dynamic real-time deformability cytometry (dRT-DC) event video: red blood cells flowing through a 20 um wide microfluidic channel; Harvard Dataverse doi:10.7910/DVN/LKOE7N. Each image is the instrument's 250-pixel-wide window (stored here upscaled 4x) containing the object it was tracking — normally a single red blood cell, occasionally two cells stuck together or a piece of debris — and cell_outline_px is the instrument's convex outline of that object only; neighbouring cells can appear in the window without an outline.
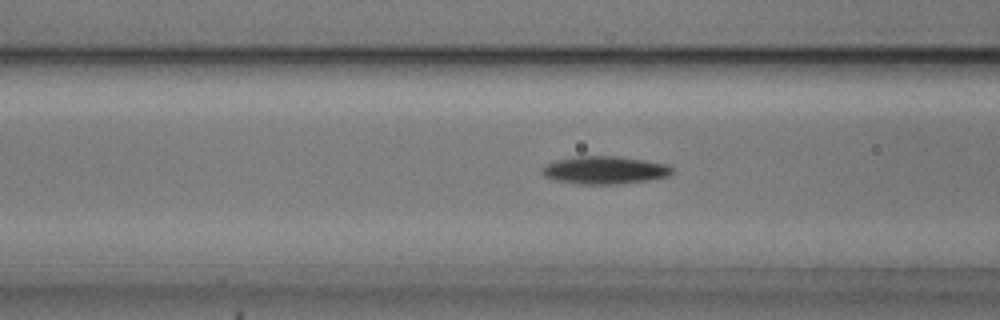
{"species": "common noctule bat (a hibernating species)", "species_latin": "Nyctalus noctula", "temperature_condition": "cold", "stored_images_in_passage": 51, "camera_frame_rate_fps": 3000, "um_per_image_px": 0.085, "animal": {"sex": "male", "body_mass_g": 20.5, "forearm_length_mm": 52.5}, "frame": {"image": 1, "passage_image": 21, "time_ms": 6.667, "image_size_px": [1000, 320], "cell_outline_px": [[672, 172], [668, 176], [648, 180], [616, 184], [576, 184], [552, 180], [544, 176], [540, 172], [540, 168], [556, 160], [576, 156], [616, 156], [644, 160], [664, 164], [672, 168]], "centroid_in_image_um": [51.32, 14.46], "position_along_channel_um": 115.3, "area_um2": 21.04}}
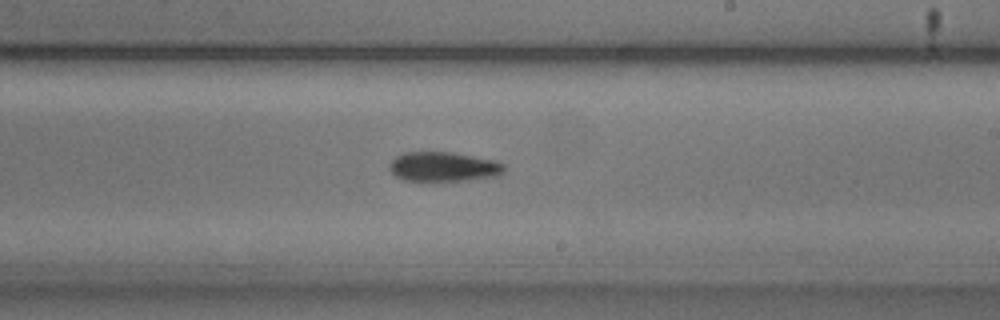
{"frame": {"image": 2, "passage_image": 32, "time_ms": 10.333, "image_size_px": [1000, 320], "cell_outline_px": [[504, 172], [500, 176], [468, 180], [404, 180], [396, 176], [388, 168], [388, 164], [396, 156], [404, 152], [452, 152], [492, 160], [504, 164]], "centroid_in_image_um": [37.69, 14.17], "position_along_channel_um": 251.3, "area_um2": 19.65}}
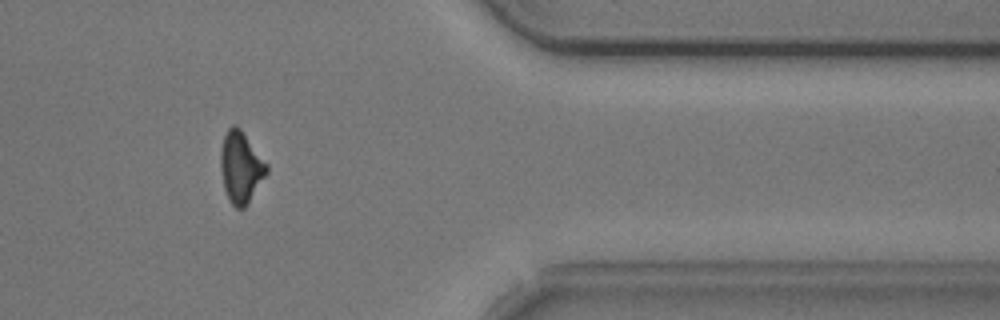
{"frame": {"image": 3, "passage_image": 45, "time_ms": 14.667, "image_size_px": [1000, 320], "cell_outline_px": [[268, 172], [248, 204], [244, 208], [236, 208], [228, 200], [224, 188], [220, 168], [220, 152], [224, 136], [228, 128], [232, 124], [236, 124], [240, 128], [268, 164]], "centroid_in_image_um": [20.47, 14.22], "position_along_channel_um": 390.9, "area_um2": 19.31}}